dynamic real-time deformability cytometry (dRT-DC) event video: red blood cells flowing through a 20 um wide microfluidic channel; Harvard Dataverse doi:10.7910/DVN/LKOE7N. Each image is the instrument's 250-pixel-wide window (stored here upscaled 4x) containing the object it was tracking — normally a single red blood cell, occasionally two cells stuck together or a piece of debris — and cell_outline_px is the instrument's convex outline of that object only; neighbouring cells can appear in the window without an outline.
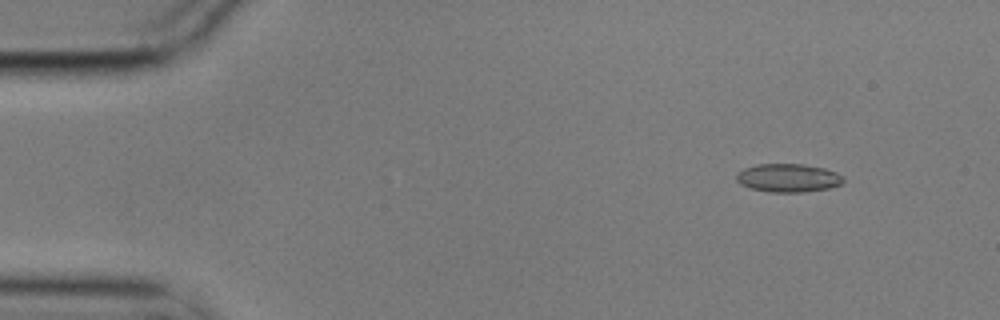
{"species": "common noctule bat (a hibernating species)", "species_latin": "Nyctalus noctula", "temperature_condition": "cold", "stored_images_in_passage": 5, "camera_frame_rate_fps": 3000, "um_per_image_px": 0.085, "animal": {"sex": "male", "body_mass_g": 17.9}, "frame": {"image": 1, "passage_image": 1, "time_ms": 0.0, "image_size_px": [1000, 320], "cell_outline_px": [[844, 184], [828, 188], [804, 192], [768, 192], [748, 188], [740, 184], [736, 180], [736, 172], [744, 168], [756, 164], [804, 164], [824, 168], [836, 172], [844, 176]], "centroid_in_image_um": [66.99, 15.12], "position_along_channel_um": 18.0, "area_um2": 17.98}}
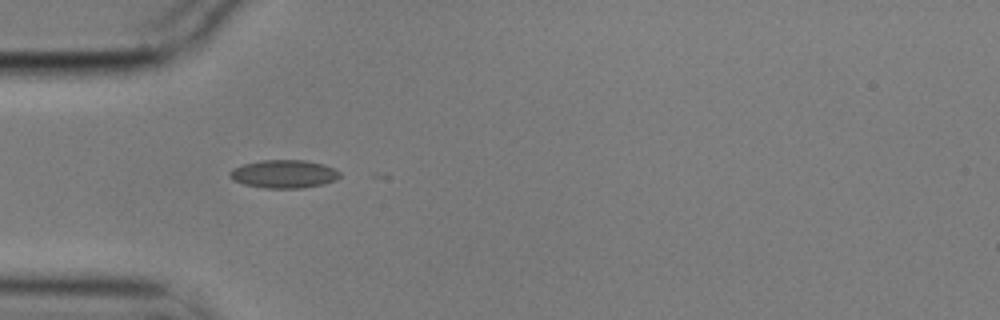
{"frame": {"image": 2, "passage_image": 4, "time_ms": 1.0, "image_size_px": [1000, 320], "cell_outline_px": [[340, 176], [336, 180], [324, 184], [300, 188], [264, 188], [244, 184], [232, 180], [228, 172], [232, 168], [244, 164], [260, 160], [304, 160], [324, 164], [340, 172]], "centroid_in_image_um": [24.11, 14.79], "position_along_channel_um": 60.9, "area_um2": 18.09}}